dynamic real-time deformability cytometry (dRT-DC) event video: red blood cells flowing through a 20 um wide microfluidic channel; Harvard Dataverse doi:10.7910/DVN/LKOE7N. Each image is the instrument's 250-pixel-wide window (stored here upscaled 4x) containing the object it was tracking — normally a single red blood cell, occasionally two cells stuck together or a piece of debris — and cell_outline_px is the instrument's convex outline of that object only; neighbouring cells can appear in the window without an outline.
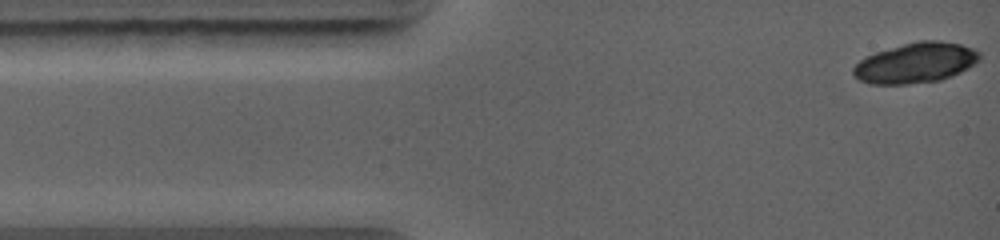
{"species": "common noctule bat (a hibernating species)", "species_latin": "Nyctalus noctula", "temperature_condition": "warm", "stored_images_in_passage": 14, "camera_frame_rate_fps": 5000, "um_per_image_px": 0.085, "animal": {"sex": "female", "body_mass_g": 19.0, "forearm_length_mm": 56.7}, "frame": {"image": 1, "passage_image": 1, "time_ms": 0.0, "image_size_px": [1000, 240], "cell_outline_px": [[980, 60], [968, 68], [960, 72], [940, 80], [908, 84], [872, 84], [860, 80], [852, 72], [852, 68], [864, 56], [876, 52], [904, 44], [920, 40], [940, 40], [960, 44], [972, 48], [980, 52]], "centroid_in_image_um": [77.84, 5.34], "position_along_channel_um": 7.2, "area_um2": 29.54}}